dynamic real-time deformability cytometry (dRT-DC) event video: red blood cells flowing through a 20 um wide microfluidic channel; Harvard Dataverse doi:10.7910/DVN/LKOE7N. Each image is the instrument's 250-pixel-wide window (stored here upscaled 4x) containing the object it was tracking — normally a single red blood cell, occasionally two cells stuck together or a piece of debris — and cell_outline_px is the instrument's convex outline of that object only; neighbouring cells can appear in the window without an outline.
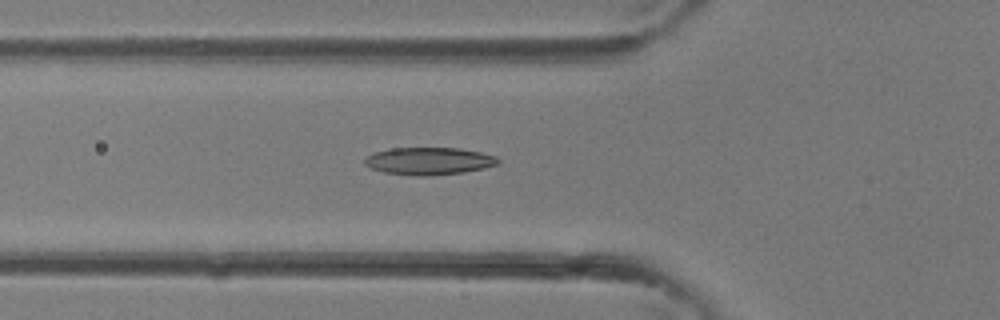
{"species": "common noctule bat (a hibernating species)", "species_latin": "Nyctalus noctula", "temperature_condition": "room temperature", "stored_images_in_passage": 28, "camera_frame_rate_fps": 3000, "um_per_image_px": 0.085, "animal": {"sex": "female"}, "frame": {"image": 1, "passage_image": 4, "time_ms": 1.0, "image_size_px": [1000, 320], "cell_outline_px": [[500, 164], [484, 168], [464, 172], [424, 176], [420, 176], [384, 172], [372, 168], [364, 164], [364, 160], [372, 152], [392, 148], [460, 148], [480, 152], [496, 156], [500, 160]], "centroid_in_image_um": [36.48, 13.68], "position_along_channel_um": 89.3, "area_um2": 21.27}}
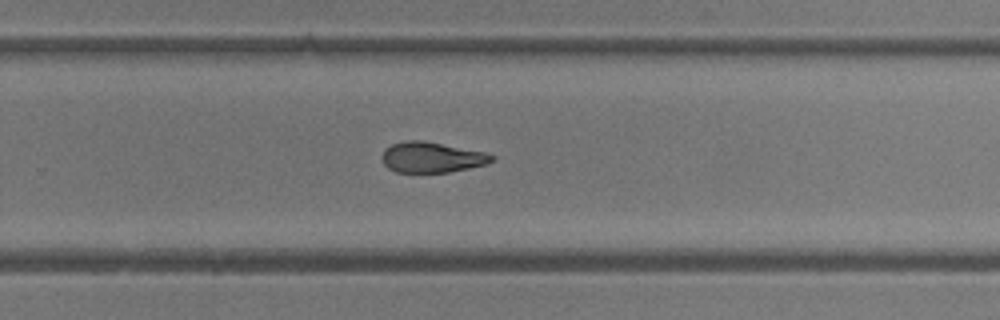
{"frame": {"image": 2, "passage_image": 15, "time_ms": 4.667, "image_size_px": [1000, 320], "cell_outline_px": [[496, 160], [488, 164], [448, 172], [396, 172], [388, 168], [384, 164], [380, 156], [384, 148], [392, 144], [408, 140], [420, 140], [484, 152], [496, 156]], "centroid_in_image_um": [36.69, 13.37], "position_along_channel_um": 293.1, "area_um2": 19.54}}
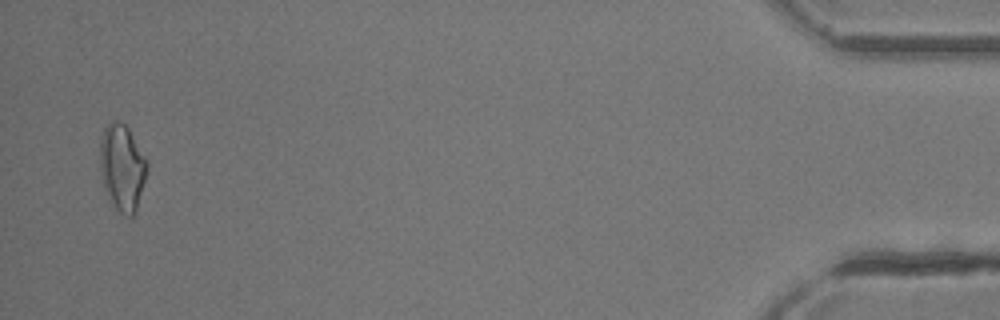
{"frame": {"image": 3, "passage_image": 27, "time_ms": 8.667, "image_size_px": [1000, 320], "cell_outline_px": [[148, 168], [136, 212], [132, 216], [124, 216], [112, 204], [104, 188], [100, 168], [100, 140], [104, 128], [108, 124], [116, 120], [124, 124], [128, 128], [148, 160]], "centroid_in_image_um": [10.4, 14.24], "position_along_channel_um": 424.8, "area_um2": 23.76}}